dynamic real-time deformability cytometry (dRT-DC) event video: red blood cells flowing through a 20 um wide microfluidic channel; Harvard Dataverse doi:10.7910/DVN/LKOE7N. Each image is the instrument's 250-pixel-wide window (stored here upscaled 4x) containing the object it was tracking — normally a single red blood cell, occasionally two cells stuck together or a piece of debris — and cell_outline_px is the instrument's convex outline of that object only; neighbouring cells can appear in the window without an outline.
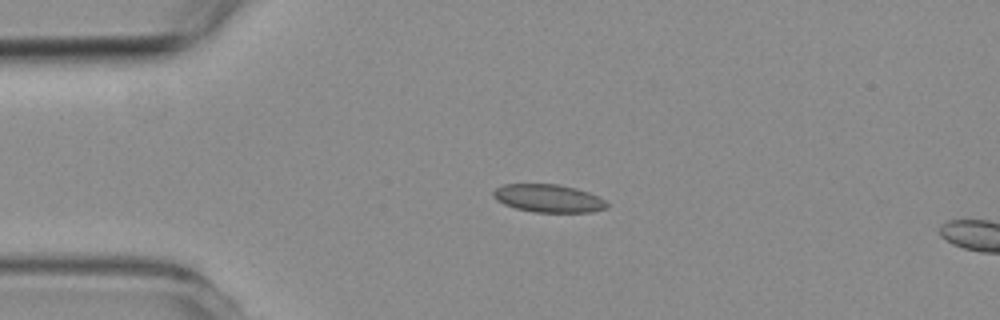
{"species": "common noctule bat (a hibernating species)", "species_latin": "Nyctalus noctula", "temperature_condition": "room temperature", "stored_images_in_passage": 3, "camera_frame_rate_fps": 3000, "um_per_image_px": 0.085, "animal": {"sex": "female", "body_mass_g": 19.3, "forearm_length_mm": 54.1}, "frame": {"image": 1, "passage_image": 2, "time_ms": 1.333, "image_size_px": [1000, 320], "cell_outline_px": [[608, 208], [592, 212], [532, 212], [516, 208], [504, 204], [496, 200], [492, 196], [492, 192], [496, 188], [504, 184], [560, 184], [576, 188], [588, 192], [604, 200], [608, 204]], "centroid_in_image_um": [46.6, 16.86], "position_along_channel_um": 38.4, "area_um2": 18.55}}